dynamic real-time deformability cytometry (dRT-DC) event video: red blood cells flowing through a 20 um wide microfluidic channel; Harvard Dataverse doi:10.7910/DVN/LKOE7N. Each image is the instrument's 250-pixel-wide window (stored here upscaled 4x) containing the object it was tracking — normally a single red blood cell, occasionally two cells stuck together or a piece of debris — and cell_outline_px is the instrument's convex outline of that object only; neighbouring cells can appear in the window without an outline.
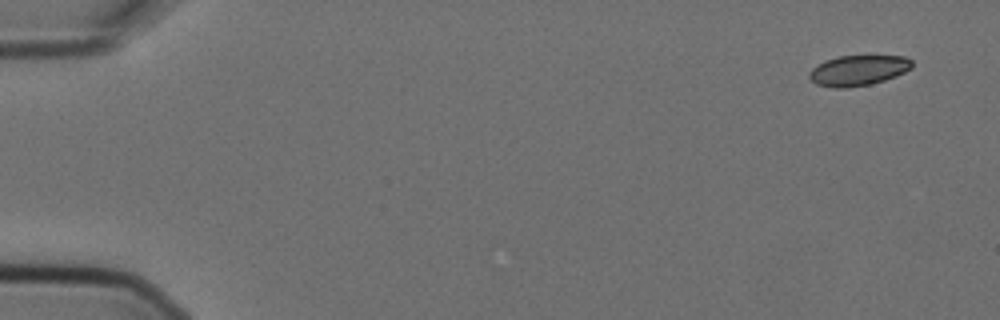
{"species": "Egyptian fruit bat (a non-hibernating species)", "species_latin": "Rousettus aegyptiacus", "temperature_condition": "cold", "stored_images_in_passage": 4, "camera_frame_rate_fps": 3000, "um_per_image_px": 0.085, "animal": {"sex": "female"}, "frame": {"image": 1, "passage_image": 1, "time_ms": 0.0, "image_size_px": [1000, 320], "cell_outline_px": [[912, 68], [896, 76], [872, 84], [844, 88], [832, 88], [816, 84], [808, 76], [808, 72], [812, 68], [824, 60], [840, 56], [904, 56], [912, 60]], "centroid_in_image_um": [72.93, 5.99], "position_along_channel_um": 12.1, "area_um2": 18.26}}
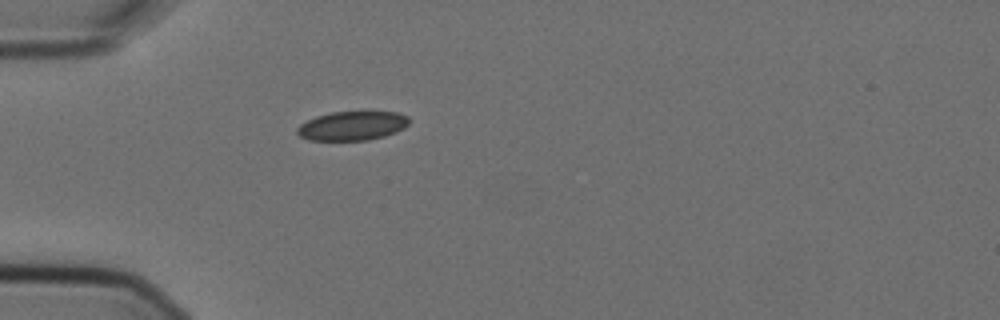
{"frame": {"image": 2, "passage_image": 4, "time_ms": 1.0, "image_size_px": [1000, 320], "cell_outline_px": [[408, 124], [404, 128], [396, 132], [384, 136], [368, 140], [308, 140], [300, 136], [296, 132], [296, 128], [300, 124], [316, 116], [332, 112], [396, 112], [408, 116]], "centroid_in_image_um": [29.92, 10.7], "position_along_channel_um": 55.1, "area_um2": 18.9}}